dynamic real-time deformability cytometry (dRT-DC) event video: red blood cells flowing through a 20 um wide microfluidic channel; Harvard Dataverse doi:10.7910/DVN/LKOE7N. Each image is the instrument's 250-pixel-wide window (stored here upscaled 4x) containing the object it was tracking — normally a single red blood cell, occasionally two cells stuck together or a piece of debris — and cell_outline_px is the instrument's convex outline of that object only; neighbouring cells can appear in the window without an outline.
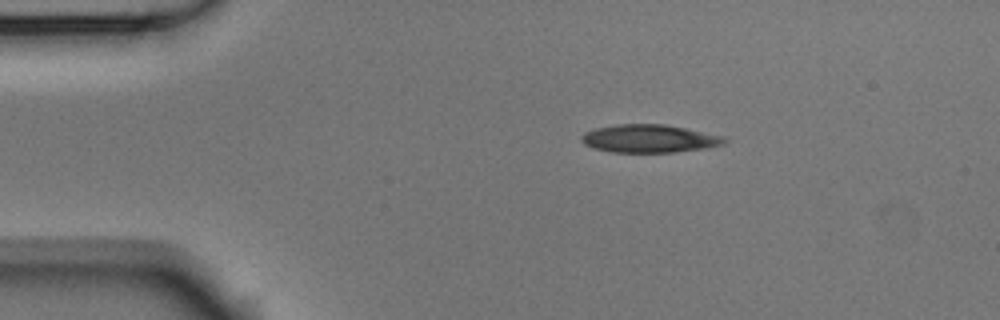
{"species": "Egyptian fruit bat (a non-hibernating species)", "species_latin": "Rousettus aegyptiacus", "temperature_condition": "room temperature", "stored_images_in_passage": 5, "camera_frame_rate_fps": 3000, "um_per_image_px": 0.085, "animal": {"sex": "male"}, "frame": {"image": 1, "passage_image": 1, "time_ms": 0.0, "image_size_px": [1000, 320], "cell_outline_px": [[728, 140], [724, 144], [708, 148], [676, 152], [608, 152], [592, 148], [584, 144], [580, 140], [580, 136], [584, 132], [596, 128], [616, 124], [664, 124], [724, 136]], "centroid_in_image_um": [55.17, 11.79], "position_along_channel_um": 29.8, "area_um2": 23.52}}
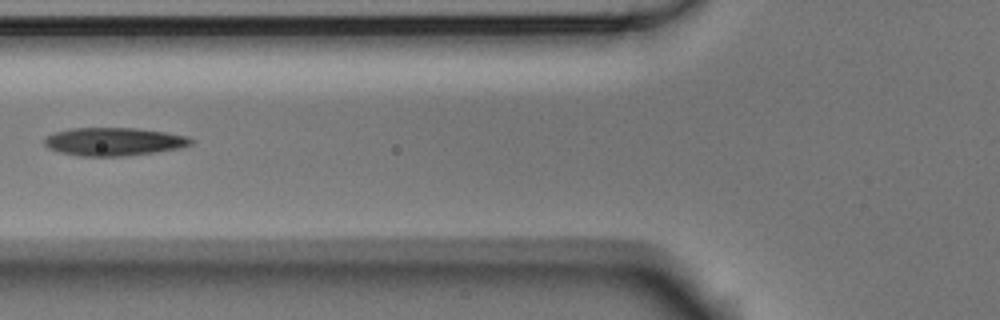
{"frame": {"image": 2, "passage_image": 4, "time_ms": 1.0, "image_size_px": [1000, 320], "cell_outline_px": [[196, 140], [192, 144], [180, 148], [156, 152], [124, 156], [80, 156], [60, 152], [48, 148], [44, 144], [44, 140], [48, 136], [56, 132], [72, 128], [136, 128], [164, 132], [188, 136]], "centroid_in_image_um": [9.72, 12.04], "position_along_channel_um": 116.1, "area_um2": 23.99}}
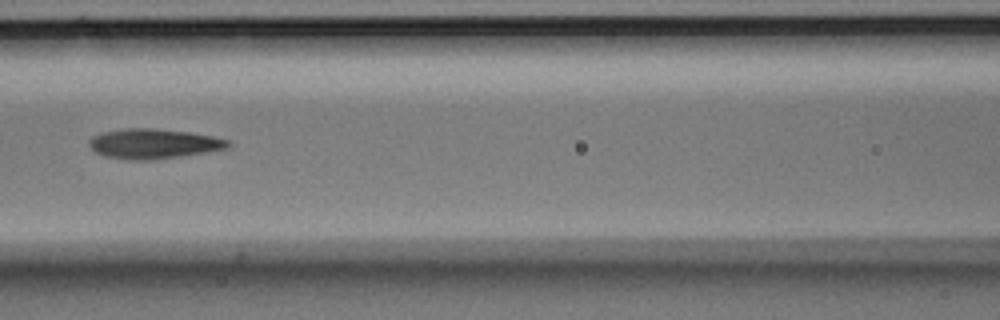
{"frame": {"image": 3, "passage_image": 5, "time_ms": 1.333, "image_size_px": [1000, 320], "cell_outline_px": [[232, 144], [228, 148], [180, 156], [152, 160], [128, 160], [104, 156], [96, 152], [88, 144], [88, 140], [92, 136], [104, 132], [124, 128], [156, 128], [188, 132], [212, 136], [228, 140]], "centroid_in_image_um": [13.03, 12.21], "position_along_channel_um": 153.6, "area_um2": 24.16}}